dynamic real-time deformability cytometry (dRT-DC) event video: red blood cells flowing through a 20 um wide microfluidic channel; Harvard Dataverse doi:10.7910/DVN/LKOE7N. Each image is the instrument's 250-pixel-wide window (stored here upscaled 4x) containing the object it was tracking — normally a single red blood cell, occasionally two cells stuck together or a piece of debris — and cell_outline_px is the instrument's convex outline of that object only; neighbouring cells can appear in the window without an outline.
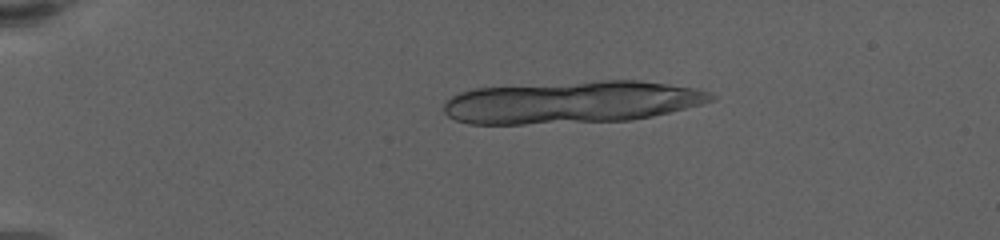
{"species": "human", "species_latin": "Homo sapiens", "temperature_condition": "warm", "stored_images_in_passage": 19, "camera_frame_rate_fps": 3000, "um_per_image_px": 0.085, "donor": {"sex": "female"}, "frame": {"image": 1, "passage_image": 6, "time_ms": 1.667, "image_size_px": [1000, 240], "cell_outline_px": [[716, 96], [712, 100], [700, 104], [652, 116], [632, 120], [524, 124], [468, 124], [456, 120], [448, 116], [444, 112], [444, 104], [452, 96], [460, 92], [476, 88], [600, 80], [636, 80], [668, 84], [696, 88], [712, 92]], "centroid_in_image_um": [48.59, 8.68], "position_along_channel_um": 36.4, "area_um2": 65.78}}